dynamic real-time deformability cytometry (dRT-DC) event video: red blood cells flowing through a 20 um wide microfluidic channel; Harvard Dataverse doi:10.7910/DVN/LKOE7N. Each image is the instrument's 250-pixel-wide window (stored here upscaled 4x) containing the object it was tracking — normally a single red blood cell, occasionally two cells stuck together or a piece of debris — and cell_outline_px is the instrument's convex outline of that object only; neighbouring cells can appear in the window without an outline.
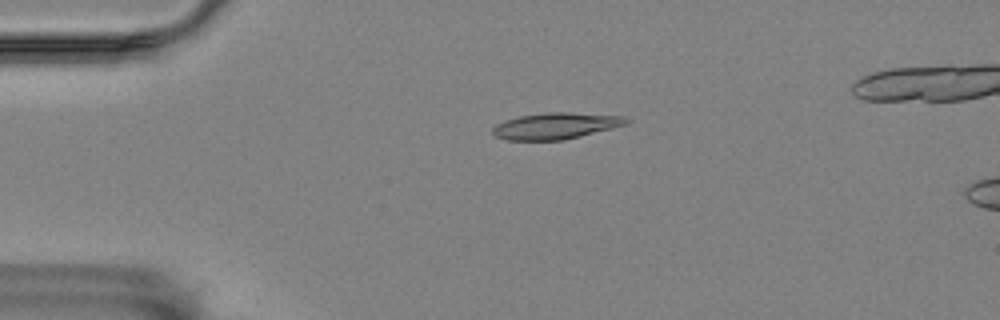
{"species": "Egyptian fruit bat (a non-hibernating species)", "species_latin": "Rousettus aegyptiacus", "temperature_condition": "room temperature", "stored_images_in_passage": 18, "camera_frame_rate_fps": 3000, "um_per_image_px": 0.085, "animal": {"sex": "female"}, "frame": {"image": 1, "passage_image": 13, "time_ms": 4.0, "image_size_px": [1000, 320], "cell_outline_px": [[628, 124], [564, 140], [504, 140], [496, 136], [492, 132], [492, 128], [496, 124], [520, 116], [548, 112], [568, 112], [624, 116], [628, 120]], "centroid_in_image_um": [47.23, 10.7], "position_along_channel_um": 37.8, "area_um2": 20.35}}